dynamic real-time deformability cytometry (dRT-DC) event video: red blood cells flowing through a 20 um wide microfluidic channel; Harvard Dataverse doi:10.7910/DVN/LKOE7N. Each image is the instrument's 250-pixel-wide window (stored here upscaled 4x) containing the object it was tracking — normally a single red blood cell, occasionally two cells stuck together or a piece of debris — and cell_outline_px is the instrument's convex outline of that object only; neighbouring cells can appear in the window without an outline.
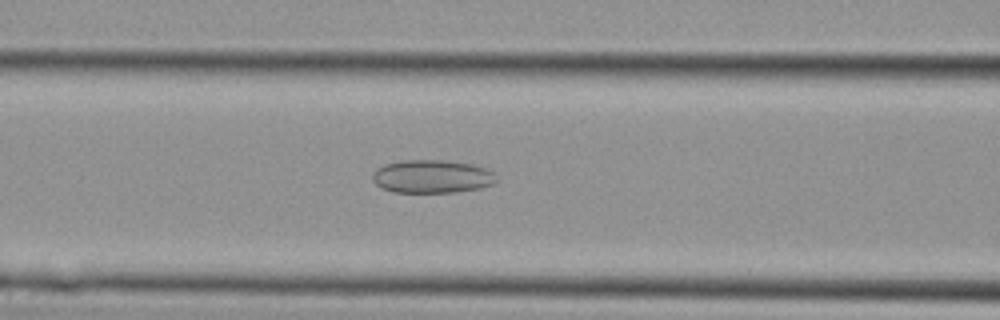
{"species": "Egyptian fruit bat (a non-hibernating species)", "species_latin": "Rousettus aegyptiacus", "temperature_condition": "cold", "stored_images_in_passage": 27, "camera_frame_rate_fps": 3000, "um_per_image_px": 0.085, "animal": {"sex": "female"}, "frame": {"image": 1, "passage_image": 8, "time_ms": 2.333, "image_size_px": [1000, 320], "cell_outline_px": [[500, 180], [496, 184], [480, 188], [452, 192], [392, 192], [380, 188], [372, 180], [372, 172], [376, 168], [384, 164], [404, 160], [440, 160], [468, 164], [484, 168], [496, 172]], "centroid_in_image_um": [36.73, 15.01], "position_along_channel_um": 129.9, "area_um2": 24.22}}
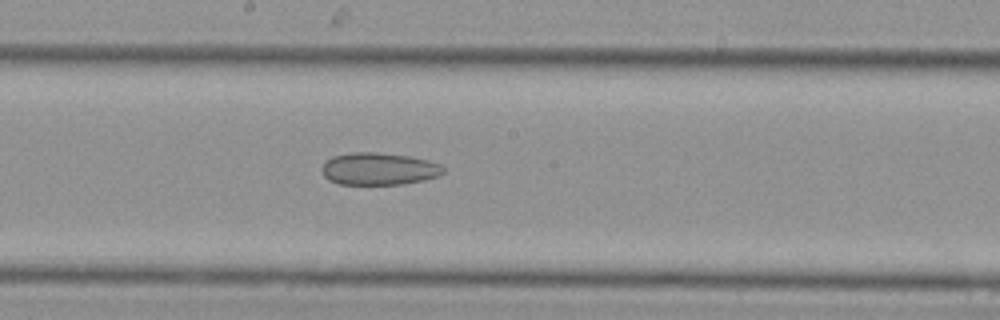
{"frame": {"image": 2, "passage_image": 12, "time_ms": 3.667, "image_size_px": [1000, 320], "cell_outline_px": [[444, 172], [440, 176], [424, 180], [400, 184], [340, 184], [328, 180], [324, 176], [320, 168], [324, 160], [332, 156], [352, 152], [376, 152], [412, 156], [428, 160], [440, 164], [444, 168]], "centroid_in_image_um": [32.18, 14.34], "position_along_channel_um": 216.0, "area_um2": 23.18}}
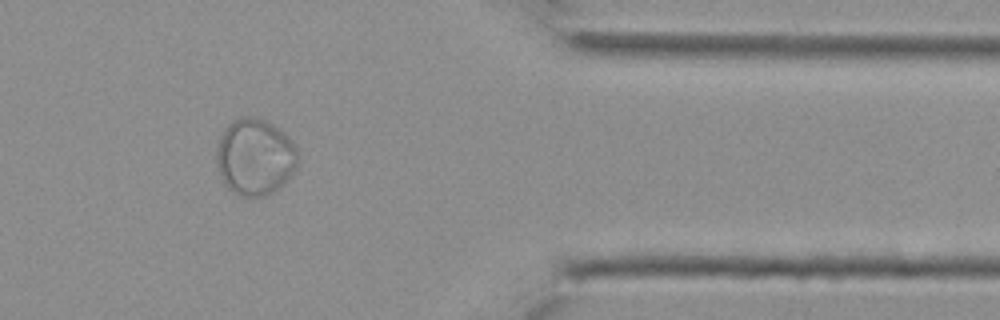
{"frame": {"image": 3, "passage_image": 21, "time_ms": 6.667, "image_size_px": [1000, 320], "cell_outline_px": [[300, 156], [296, 168], [272, 192], [264, 196], [240, 196], [228, 188], [224, 184], [220, 176], [216, 164], [216, 148], [220, 136], [224, 128], [232, 120], [240, 116], [252, 116], [264, 120], [272, 124], [284, 132], [292, 140]], "centroid_in_image_um": [21.64, 13.31], "position_along_channel_um": 389.8, "area_um2": 36.47}}